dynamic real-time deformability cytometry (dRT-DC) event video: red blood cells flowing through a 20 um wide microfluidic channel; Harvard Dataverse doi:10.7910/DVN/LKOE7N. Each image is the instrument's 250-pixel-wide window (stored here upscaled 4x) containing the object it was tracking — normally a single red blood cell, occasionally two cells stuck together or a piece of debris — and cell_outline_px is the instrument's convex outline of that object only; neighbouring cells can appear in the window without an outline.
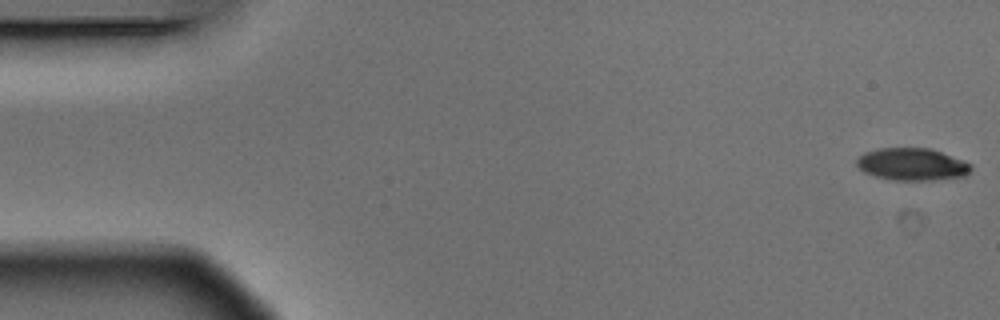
{"species": "Egyptian fruit bat (a non-hibernating species)", "species_latin": "Rousettus aegyptiacus", "temperature_condition": "warm", "stored_images_in_passage": 5, "camera_frame_rate_fps": 3000, "um_per_image_px": 0.085, "animal": {"sex": "male"}, "frame": {"image": 1, "passage_image": 1, "time_ms": 0.0, "image_size_px": [1000, 320], "cell_outline_px": [[972, 168], [964, 176], [928, 180], [896, 180], [876, 176], [864, 172], [856, 164], [856, 160], [864, 152], [880, 148], [932, 148], [964, 160], [972, 164]], "centroid_in_image_um": [77.54, 13.95], "position_along_channel_um": 7.5, "area_um2": 21.44}}
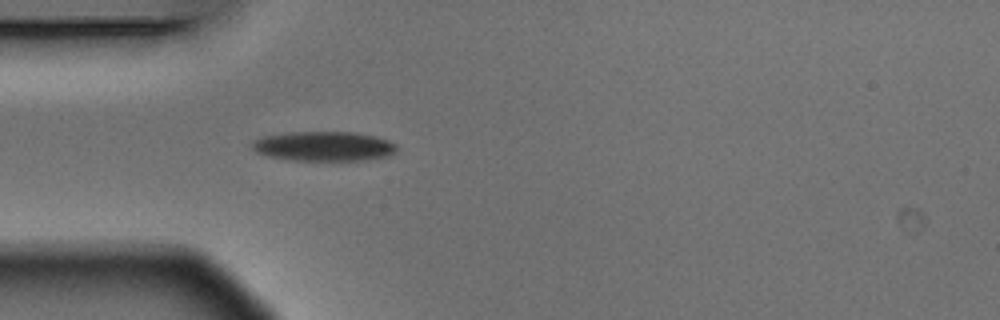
{"frame": {"image": 2, "passage_image": 5, "time_ms": 1.333, "image_size_px": [1000, 320], "cell_outline_px": [[400, 148], [392, 156], [360, 160], [292, 160], [268, 156], [256, 152], [248, 144], [252, 140], [264, 136], [288, 132], [356, 132], [376, 136], [388, 140], [396, 144]], "centroid_in_image_um": [27.54, 12.42], "position_along_channel_um": 57.5, "area_um2": 25.32}}